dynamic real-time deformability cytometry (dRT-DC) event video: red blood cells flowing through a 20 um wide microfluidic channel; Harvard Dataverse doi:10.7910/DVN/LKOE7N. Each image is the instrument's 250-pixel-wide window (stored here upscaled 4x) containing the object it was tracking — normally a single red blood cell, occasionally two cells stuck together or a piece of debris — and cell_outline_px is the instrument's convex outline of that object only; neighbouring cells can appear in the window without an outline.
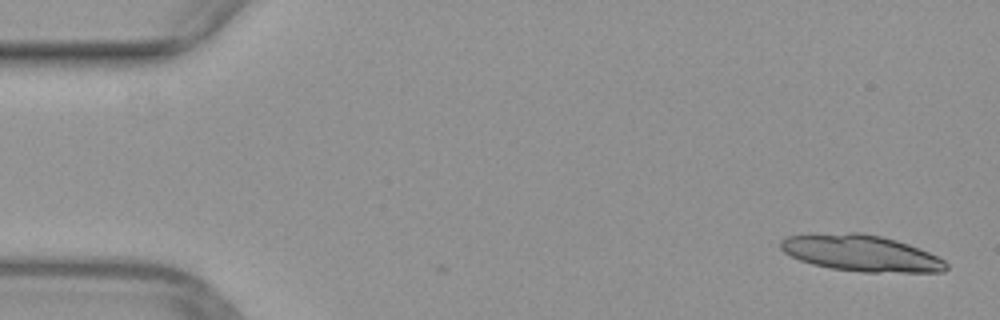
{"species": "common noctule bat (a hibernating species)", "species_latin": "Nyctalus noctula", "temperature_condition": "warm", "stored_images_in_passage": 3, "camera_frame_rate_fps": 3000, "um_per_image_px": 0.085, "animal": {"sex": "female", "body_mass_g": 29.2, "forearm_length_mm": 56.3}, "frame": {"image": 1, "passage_image": 3, "time_ms": 0.667, "image_size_px": [1000, 320], "cell_outline_px": [[948, 268], [944, 272], [864, 272], [832, 268], [812, 264], [800, 260], [784, 252], [780, 248], [780, 240], [784, 236], [848, 232], [864, 232], [896, 240], [908, 244], [928, 252], [944, 260], [948, 264]], "centroid_in_image_um": [73.19, 21.51], "position_along_channel_um": 11.8, "area_um2": 34.97}}